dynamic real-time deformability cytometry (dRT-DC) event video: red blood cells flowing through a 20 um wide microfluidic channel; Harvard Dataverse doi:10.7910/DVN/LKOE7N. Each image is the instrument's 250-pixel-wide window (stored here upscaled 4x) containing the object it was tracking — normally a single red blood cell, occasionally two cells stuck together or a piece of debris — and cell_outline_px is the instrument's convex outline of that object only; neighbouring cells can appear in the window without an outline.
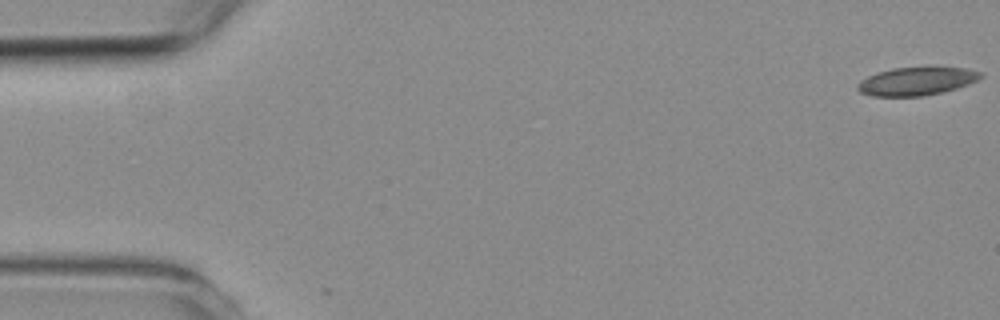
{"species": "common noctule bat (a hibernating species)", "species_latin": "Nyctalus noctula", "temperature_condition": "room temperature", "stored_images_in_passage": 2, "camera_frame_rate_fps": 3000, "um_per_image_px": 0.085, "animal": {"sex": "female", "body_mass_g": 19.3, "forearm_length_mm": 54.1}, "frame": {"image": 1, "passage_image": 1, "time_ms": 0.0, "image_size_px": [1000, 320], "cell_outline_px": [[984, 76], [968, 84], [956, 88], [924, 96], [872, 96], [860, 92], [856, 88], [856, 84], [860, 80], [868, 76], [892, 68], [928, 64], [936, 64], [968, 68], [984, 72]], "centroid_in_image_um": [77.97, 6.84], "position_along_channel_um": 7.0, "area_um2": 21.21}}